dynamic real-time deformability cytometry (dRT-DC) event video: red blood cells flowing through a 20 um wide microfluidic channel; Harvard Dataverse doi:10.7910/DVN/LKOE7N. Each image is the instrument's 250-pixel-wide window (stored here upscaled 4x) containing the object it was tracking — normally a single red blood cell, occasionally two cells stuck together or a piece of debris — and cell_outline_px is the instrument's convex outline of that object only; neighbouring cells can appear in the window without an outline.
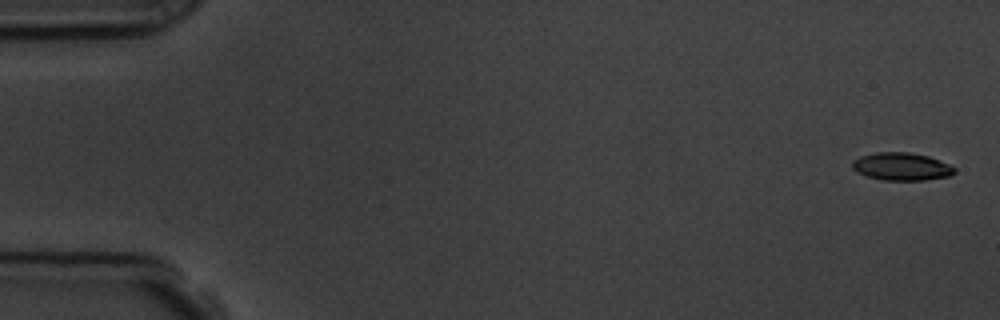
{"species": "common noctule bat (a hibernating species)", "species_latin": "Nyctalus noctula", "temperature_condition": "room temperature", "stored_images_in_passage": 3, "camera_frame_rate_fps": 3000, "um_per_image_px": 0.085, "animal": {"sex": "male", "body_mass_g": 19.5, "forearm_length_mm": 54.6}, "frame": {"image": 1, "passage_image": 1, "time_ms": 0.0, "image_size_px": [1000, 320], "cell_outline_px": [[956, 172], [952, 176], [924, 180], [884, 180], [868, 176], [856, 172], [852, 168], [852, 160], [860, 156], [876, 152], [908, 152], [928, 156], [948, 164], [956, 168]], "centroid_in_image_um": [76.63, 14.16], "position_along_channel_um": 8.4, "area_um2": 16.59}}